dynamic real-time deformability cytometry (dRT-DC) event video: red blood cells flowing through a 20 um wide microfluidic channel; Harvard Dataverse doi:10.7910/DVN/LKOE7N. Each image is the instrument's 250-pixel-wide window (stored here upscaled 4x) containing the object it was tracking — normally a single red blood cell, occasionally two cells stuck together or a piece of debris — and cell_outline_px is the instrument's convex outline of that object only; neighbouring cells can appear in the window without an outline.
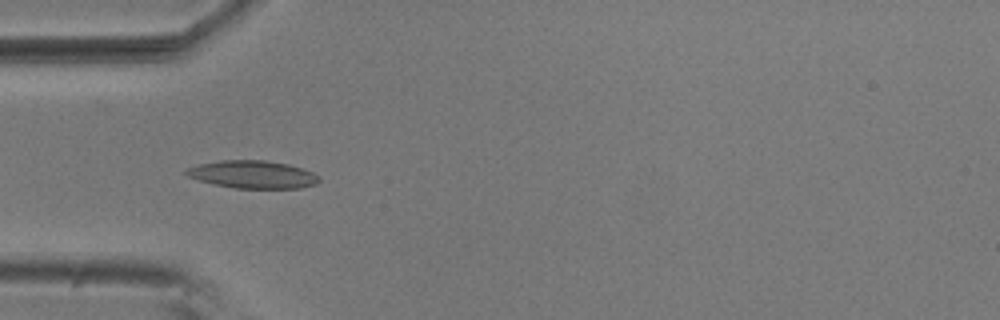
{"species": "common noctule bat (a hibernating species)", "species_latin": "Nyctalus noctula", "temperature_condition": "room temperature", "stored_images_in_passage": 7, "camera_frame_rate_fps": 3000, "um_per_image_px": 0.085, "animal": {"sex": "male", "body_mass_g": 20.5, "forearm_length_mm": 52.5}, "frame": {"image": 1, "passage_image": 5, "time_ms": 1.333, "image_size_px": [1000, 320], "cell_outline_px": [[320, 180], [316, 184], [300, 188], [236, 188], [216, 184], [200, 180], [188, 176], [184, 172], [188, 168], [200, 164], [220, 160], [264, 160], [288, 164], [312, 172], [320, 176]], "centroid_in_image_um": [21.51, 14.83], "position_along_channel_um": 63.5, "area_um2": 21.21}}
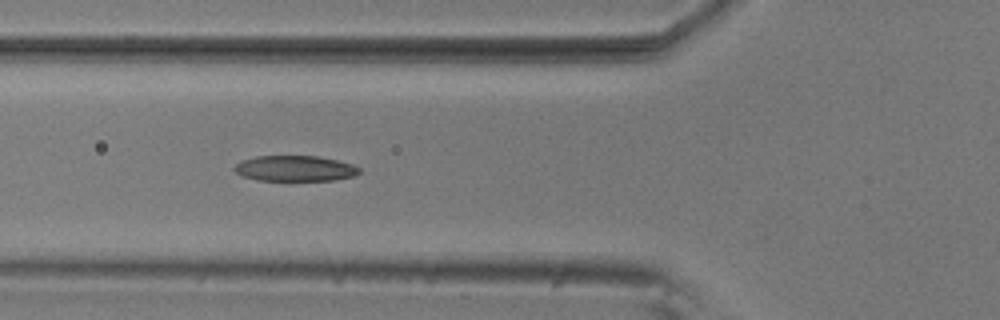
{"frame": {"image": 2, "passage_image": 6, "time_ms": 1.667, "image_size_px": [1000, 320], "cell_outline_px": [[360, 172], [356, 176], [336, 180], [256, 180], [244, 176], [236, 172], [232, 168], [240, 160], [256, 156], [316, 156], [336, 160], [352, 164], [360, 168]], "centroid_in_image_um": [25.07, 14.32], "position_along_channel_um": 100.7, "area_um2": 18.67}}
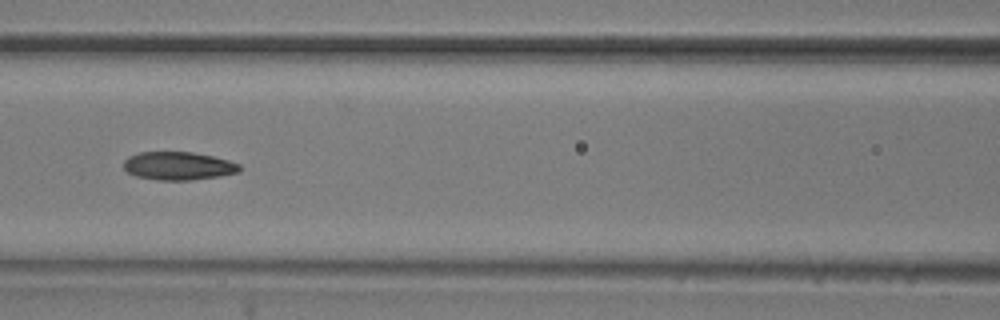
{"frame": {"image": 3, "passage_image": 7, "time_ms": 2.0, "image_size_px": [1000, 320], "cell_outline_px": [[240, 172], [220, 176], [192, 180], [156, 180], [136, 176], [128, 172], [124, 168], [124, 160], [128, 156], [140, 152], [192, 152], [212, 156], [228, 160], [240, 164]], "centroid_in_image_um": [15.16, 14.1], "position_along_channel_um": 151.4, "area_um2": 19.07}}